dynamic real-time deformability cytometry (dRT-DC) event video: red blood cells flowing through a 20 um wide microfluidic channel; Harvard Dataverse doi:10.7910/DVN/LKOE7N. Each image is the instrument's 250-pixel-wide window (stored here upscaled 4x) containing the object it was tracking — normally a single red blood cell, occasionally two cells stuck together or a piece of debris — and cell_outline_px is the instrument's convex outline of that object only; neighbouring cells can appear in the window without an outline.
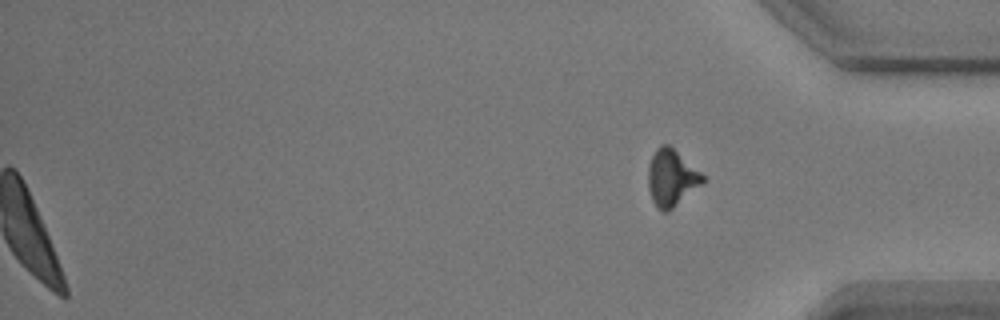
{"species": "common noctule bat (a hibernating species)", "species_latin": "Nyctalus noctula", "temperature_condition": "warm", "stored_images_in_passage": 51, "segment_of_instrument_passage": [2, 2], "camera_frame_rate_fps": 3000, "um_per_image_px": 0.085, "animal": {"sex": "male", "body_mass_g": 17.9}, "frame": {"image": 1, "passage_image": 51, "time_ms": 16.667, "image_size_px": [1000, 320], "cell_outline_px": [[704, 180], [700, 184], [668, 212], [664, 212], [656, 208], [652, 200], [648, 188], [648, 168], [652, 156], [656, 148], [660, 144], [668, 144], [700, 172], [704, 176]], "centroid_in_image_um": [57.02, 15.12], "position_along_channel_um": 378.2, "area_um2": 17.63}}